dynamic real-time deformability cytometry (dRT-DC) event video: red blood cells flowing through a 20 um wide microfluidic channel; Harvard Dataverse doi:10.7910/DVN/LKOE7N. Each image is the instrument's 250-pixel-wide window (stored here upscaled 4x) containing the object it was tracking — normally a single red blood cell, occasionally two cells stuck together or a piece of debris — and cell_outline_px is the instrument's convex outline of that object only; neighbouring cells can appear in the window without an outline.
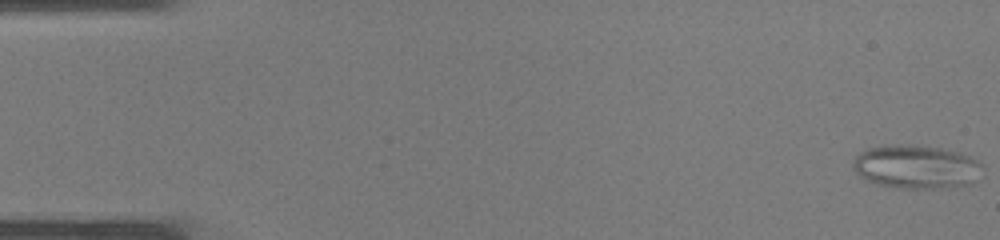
{"species": "common noctule bat (a hibernating species)", "species_latin": "Nyctalus noctula", "temperature_condition": "warm", "stored_images_in_passage": 34, "camera_frame_rate_fps": 3000, "um_per_image_px": 0.085, "animal": {"sex": "male", "body_mass_g": 19.0, "forearm_length_mm": 50.8}, "frame": {"image": 1, "passage_image": 1, "time_ms": 0.0, "image_size_px": [1000, 240], "cell_outline_px": [[984, 168], [976, 180], [972, 184], [940, 188], [900, 188], [876, 184], [864, 180], [852, 168], [852, 160], [860, 152], [868, 148], [884, 144], [916, 144], [940, 148], [960, 152], [984, 164]], "centroid_in_image_um": [77.86, 14.17], "position_along_channel_um": 7.1, "area_um2": 33.52}}
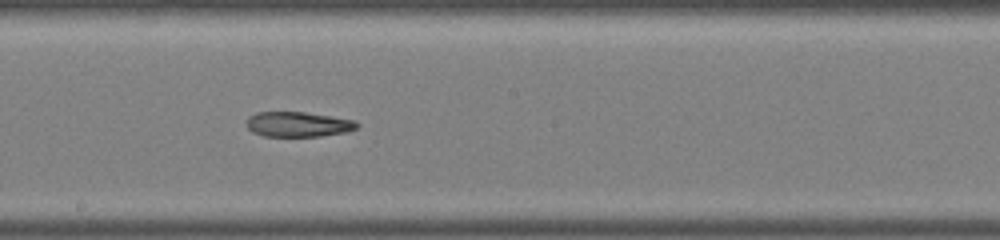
{"frame": {"image": 2, "passage_image": 21, "time_ms": 6.667, "image_size_px": [1000, 240], "cell_outline_px": [[360, 124], [356, 128], [348, 132], [320, 136], [264, 136], [252, 132], [248, 128], [248, 116], [256, 112], [304, 112], [356, 120]], "centroid_in_image_um": [25.36, 10.56], "position_along_channel_um": 222.8, "area_um2": 16.13}}
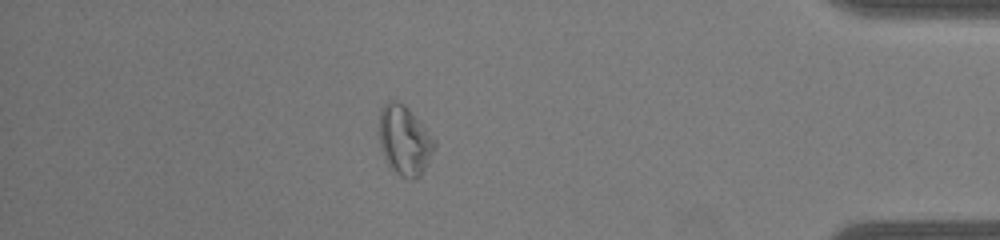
{"frame": {"image": 3, "passage_image": 33, "time_ms": 10.667, "image_size_px": [1000, 240], "cell_outline_px": [[436, 148], [424, 172], [416, 180], [408, 180], [400, 176], [388, 164], [380, 148], [380, 108], [388, 100], [396, 100], [404, 104], [412, 112], [436, 140]], "centroid_in_image_um": [34.41, 11.95], "position_along_channel_um": 400.8, "area_um2": 22.72}}